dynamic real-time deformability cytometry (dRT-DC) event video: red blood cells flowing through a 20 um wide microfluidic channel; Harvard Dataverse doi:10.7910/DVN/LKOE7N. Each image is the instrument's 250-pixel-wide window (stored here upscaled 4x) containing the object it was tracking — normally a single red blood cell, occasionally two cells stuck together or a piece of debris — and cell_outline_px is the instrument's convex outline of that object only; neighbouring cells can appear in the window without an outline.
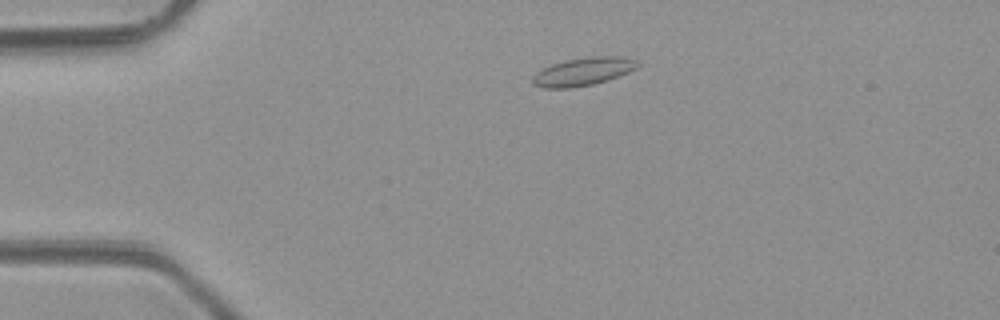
{"species": "common noctule bat (a hibernating species)", "species_latin": "Nyctalus noctula", "temperature_condition": "room temperature", "stored_images_in_passage": 2, "camera_frame_rate_fps": 3000, "um_per_image_px": 0.085, "animal": {"sex": "male", "body_mass_g": 23.1, "forearm_length_mm": 52.7}, "frame": {"image": 1, "passage_image": 1, "time_ms": 0.0, "image_size_px": [1000, 320], "cell_outline_px": [[640, 64], [636, 68], [628, 72], [608, 80], [592, 84], [568, 88], [544, 88], [532, 84], [532, 76], [536, 72], [552, 64], [564, 60], [592, 56], [624, 56], [636, 60]], "centroid_in_image_um": [49.56, 6.07], "position_along_channel_um": 35.4, "area_um2": 17.17}}